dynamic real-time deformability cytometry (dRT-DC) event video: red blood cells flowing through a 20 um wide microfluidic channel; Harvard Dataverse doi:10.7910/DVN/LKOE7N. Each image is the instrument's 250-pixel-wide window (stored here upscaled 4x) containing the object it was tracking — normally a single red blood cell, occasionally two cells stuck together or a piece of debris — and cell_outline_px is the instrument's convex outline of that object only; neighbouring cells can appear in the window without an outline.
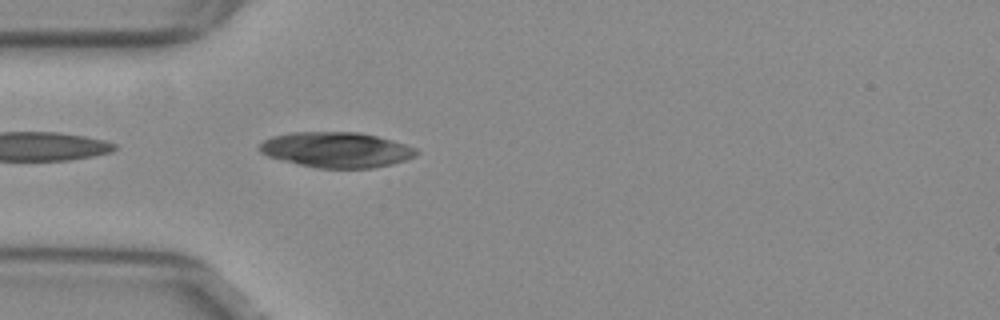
{"species": "common noctule bat (a hibernating species)", "species_latin": "Nyctalus noctula", "temperature_condition": "warm", "stored_images_in_passage": 40, "camera_frame_rate_fps": 3000, "um_per_image_px": 0.085, "animal": {"sex": "female", "body_mass_g": 29.2, "forearm_length_mm": 56.3}, "frame": {"image": 1, "passage_image": 2, "time_ms": 0.333, "image_size_px": [1000, 320], "cell_outline_px": [[420, 152], [416, 156], [392, 164], [372, 168], [320, 168], [300, 164], [268, 156], [260, 152], [260, 144], [264, 140], [272, 136], [292, 132], [360, 132], [392, 140], [416, 148]], "centroid_in_image_um": [28.62, 12.72], "position_along_channel_um": 56.4, "area_um2": 32.14}}
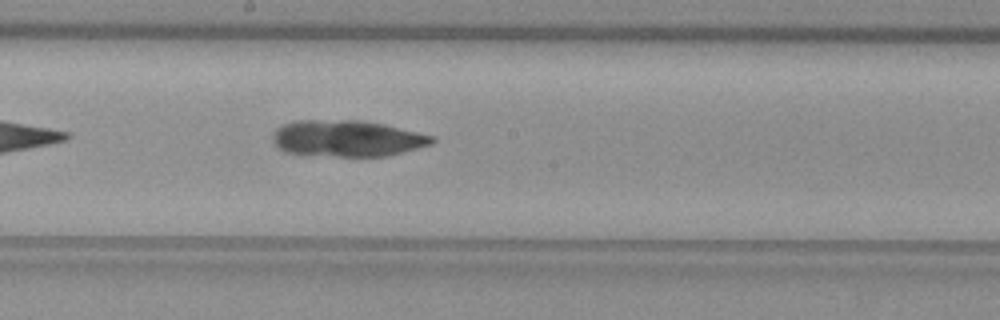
{"frame": {"image": 2, "passage_image": 15, "time_ms": 4.667, "image_size_px": [1000, 320], "cell_outline_px": [[436, 140], [432, 144], [388, 156], [304, 156], [284, 152], [276, 148], [272, 140], [272, 132], [280, 124], [296, 120], [356, 120], [384, 124], [432, 136]], "centroid_in_image_um": [29.39, 11.78], "position_along_channel_um": 218.8, "area_um2": 34.28}}
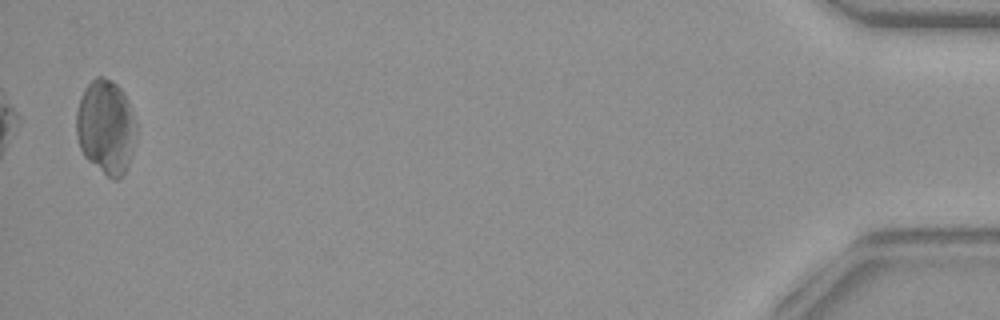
{"frame": {"image": 3, "passage_image": 39, "time_ms": 12.667, "image_size_px": [1000, 320], "cell_outline_px": [[136, 140], [128, 164], [124, 172], [116, 180], [112, 180], [88, 160], [84, 156], [80, 148], [76, 136], [76, 112], [80, 96], [84, 88], [96, 76], [104, 76], [116, 84], [124, 92], [128, 100], [136, 120]], "centroid_in_image_um": [9.0, 10.77], "position_along_channel_um": 426.2, "area_um2": 33.23}}